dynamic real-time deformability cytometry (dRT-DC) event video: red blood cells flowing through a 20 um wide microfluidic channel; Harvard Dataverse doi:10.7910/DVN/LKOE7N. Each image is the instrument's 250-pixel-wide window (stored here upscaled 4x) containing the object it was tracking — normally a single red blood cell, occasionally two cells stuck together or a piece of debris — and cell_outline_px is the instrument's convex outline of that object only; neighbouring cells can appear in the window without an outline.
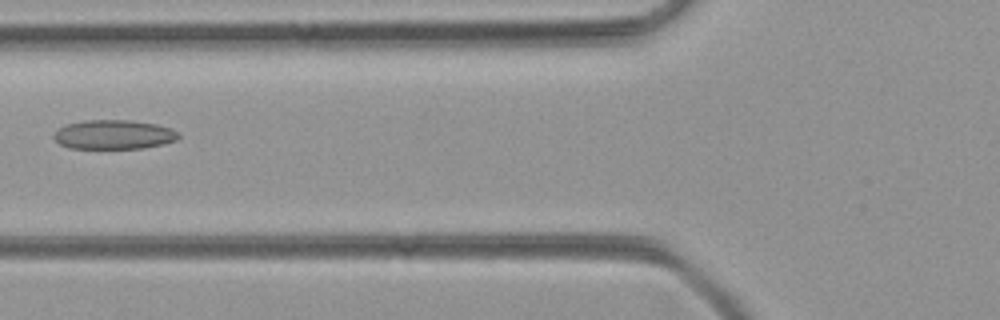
{"species": "common noctule bat (a hibernating species)", "species_latin": "Nyctalus noctula", "temperature_condition": "room temperature", "stored_images_in_passage": 3, "camera_frame_rate_fps": 3000, "um_per_image_px": 0.085, "animal": {"sex": "female", "body_mass_g": 21.9}, "frame": {"image": 1, "passage_image": 2, "time_ms": 0.333, "image_size_px": [1000, 320], "cell_outline_px": [[180, 136], [176, 140], [164, 144], [144, 148], [68, 148], [60, 144], [52, 136], [56, 128], [64, 124], [84, 120], [128, 120], [156, 124], [172, 128]], "centroid_in_image_um": [9.63, 11.43], "position_along_channel_um": 116.2, "area_um2": 21.44}}
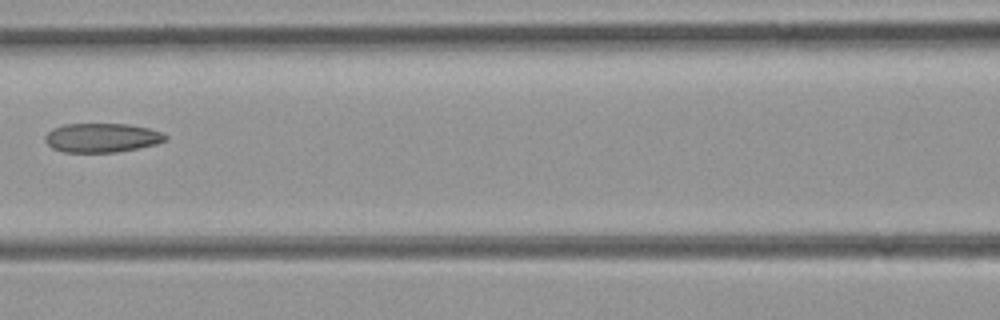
{"frame": {"image": 2, "passage_image": 3, "time_ms": 0.667, "image_size_px": [1000, 320], "cell_outline_px": [[168, 140], [156, 144], [116, 152], [64, 152], [52, 148], [44, 140], [44, 136], [52, 128], [64, 124], [128, 124], [148, 128], [164, 132], [168, 136]], "centroid_in_image_um": [8.67, 11.7], "position_along_channel_um": 157.9, "area_um2": 20.52}}